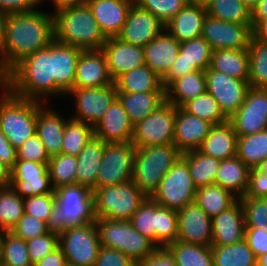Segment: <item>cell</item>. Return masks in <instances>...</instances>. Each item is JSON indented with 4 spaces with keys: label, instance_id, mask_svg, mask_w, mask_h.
I'll list each match as a JSON object with an SVG mask.
<instances>
[{
    "label": "cell",
    "instance_id": "e575fe53",
    "mask_svg": "<svg viewBox=\"0 0 267 266\" xmlns=\"http://www.w3.org/2000/svg\"><path fill=\"white\" fill-rule=\"evenodd\" d=\"M249 170L237 156L224 159L216 173L215 184L228 189L240 198L247 190Z\"/></svg>",
    "mask_w": 267,
    "mask_h": 266
},
{
    "label": "cell",
    "instance_id": "b9fcfbb0",
    "mask_svg": "<svg viewBox=\"0 0 267 266\" xmlns=\"http://www.w3.org/2000/svg\"><path fill=\"white\" fill-rule=\"evenodd\" d=\"M257 266H267V253L257 258Z\"/></svg>",
    "mask_w": 267,
    "mask_h": 266
},
{
    "label": "cell",
    "instance_id": "f1b7e54d",
    "mask_svg": "<svg viewBox=\"0 0 267 266\" xmlns=\"http://www.w3.org/2000/svg\"><path fill=\"white\" fill-rule=\"evenodd\" d=\"M237 134L229 121L213 125L198 149L201 153L224 160L237 154Z\"/></svg>",
    "mask_w": 267,
    "mask_h": 266
},
{
    "label": "cell",
    "instance_id": "4316f807",
    "mask_svg": "<svg viewBox=\"0 0 267 266\" xmlns=\"http://www.w3.org/2000/svg\"><path fill=\"white\" fill-rule=\"evenodd\" d=\"M180 51L178 42L165 29L144 46L145 64L163 78Z\"/></svg>",
    "mask_w": 267,
    "mask_h": 266
},
{
    "label": "cell",
    "instance_id": "b9f144b4",
    "mask_svg": "<svg viewBox=\"0 0 267 266\" xmlns=\"http://www.w3.org/2000/svg\"><path fill=\"white\" fill-rule=\"evenodd\" d=\"M249 78L252 88L267 89V42L251 36L248 47Z\"/></svg>",
    "mask_w": 267,
    "mask_h": 266
},
{
    "label": "cell",
    "instance_id": "d590c367",
    "mask_svg": "<svg viewBox=\"0 0 267 266\" xmlns=\"http://www.w3.org/2000/svg\"><path fill=\"white\" fill-rule=\"evenodd\" d=\"M236 156L249 168L267 163V129L237 138Z\"/></svg>",
    "mask_w": 267,
    "mask_h": 266
},
{
    "label": "cell",
    "instance_id": "484cf974",
    "mask_svg": "<svg viewBox=\"0 0 267 266\" xmlns=\"http://www.w3.org/2000/svg\"><path fill=\"white\" fill-rule=\"evenodd\" d=\"M83 49L52 41V76L55 85L65 94L73 89L76 65Z\"/></svg>",
    "mask_w": 267,
    "mask_h": 266
},
{
    "label": "cell",
    "instance_id": "34e18365",
    "mask_svg": "<svg viewBox=\"0 0 267 266\" xmlns=\"http://www.w3.org/2000/svg\"><path fill=\"white\" fill-rule=\"evenodd\" d=\"M11 169L0 159V186H7L10 183Z\"/></svg>",
    "mask_w": 267,
    "mask_h": 266
},
{
    "label": "cell",
    "instance_id": "f6af8a7d",
    "mask_svg": "<svg viewBox=\"0 0 267 266\" xmlns=\"http://www.w3.org/2000/svg\"><path fill=\"white\" fill-rule=\"evenodd\" d=\"M182 108L189 114L206 120L212 125H219L228 121V118L221 111L218 102L207 91L186 102Z\"/></svg>",
    "mask_w": 267,
    "mask_h": 266
},
{
    "label": "cell",
    "instance_id": "979ff035",
    "mask_svg": "<svg viewBox=\"0 0 267 266\" xmlns=\"http://www.w3.org/2000/svg\"><path fill=\"white\" fill-rule=\"evenodd\" d=\"M192 3H198L201 5H206L207 3H209L211 0H189Z\"/></svg>",
    "mask_w": 267,
    "mask_h": 266
},
{
    "label": "cell",
    "instance_id": "2a66077c",
    "mask_svg": "<svg viewBox=\"0 0 267 266\" xmlns=\"http://www.w3.org/2000/svg\"><path fill=\"white\" fill-rule=\"evenodd\" d=\"M251 11L259 3V0H241Z\"/></svg>",
    "mask_w": 267,
    "mask_h": 266
},
{
    "label": "cell",
    "instance_id": "603a6c76",
    "mask_svg": "<svg viewBox=\"0 0 267 266\" xmlns=\"http://www.w3.org/2000/svg\"><path fill=\"white\" fill-rule=\"evenodd\" d=\"M244 211L238 199L231 207L212 218L211 246H228L244 239Z\"/></svg>",
    "mask_w": 267,
    "mask_h": 266
},
{
    "label": "cell",
    "instance_id": "f907efd6",
    "mask_svg": "<svg viewBox=\"0 0 267 266\" xmlns=\"http://www.w3.org/2000/svg\"><path fill=\"white\" fill-rule=\"evenodd\" d=\"M177 211L161 207L157 203L156 246L166 248L178 236Z\"/></svg>",
    "mask_w": 267,
    "mask_h": 266
},
{
    "label": "cell",
    "instance_id": "d6a6232c",
    "mask_svg": "<svg viewBox=\"0 0 267 266\" xmlns=\"http://www.w3.org/2000/svg\"><path fill=\"white\" fill-rule=\"evenodd\" d=\"M114 83L117 92L165 91L162 85V78L146 64L122 73L114 80Z\"/></svg>",
    "mask_w": 267,
    "mask_h": 266
},
{
    "label": "cell",
    "instance_id": "d4e9b609",
    "mask_svg": "<svg viewBox=\"0 0 267 266\" xmlns=\"http://www.w3.org/2000/svg\"><path fill=\"white\" fill-rule=\"evenodd\" d=\"M207 10L205 5L188 2L165 25L164 29L178 42L201 37Z\"/></svg>",
    "mask_w": 267,
    "mask_h": 266
},
{
    "label": "cell",
    "instance_id": "a7ac6f4b",
    "mask_svg": "<svg viewBox=\"0 0 267 266\" xmlns=\"http://www.w3.org/2000/svg\"><path fill=\"white\" fill-rule=\"evenodd\" d=\"M0 159L10 169H12L17 161L16 149L10 144L9 140L0 130Z\"/></svg>",
    "mask_w": 267,
    "mask_h": 266
},
{
    "label": "cell",
    "instance_id": "f546056e",
    "mask_svg": "<svg viewBox=\"0 0 267 266\" xmlns=\"http://www.w3.org/2000/svg\"><path fill=\"white\" fill-rule=\"evenodd\" d=\"M117 99L126 110L133 126L152 114L166 101L165 91L139 93L117 92Z\"/></svg>",
    "mask_w": 267,
    "mask_h": 266
},
{
    "label": "cell",
    "instance_id": "7dc6e473",
    "mask_svg": "<svg viewBox=\"0 0 267 266\" xmlns=\"http://www.w3.org/2000/svg\"><path fill=\"white\" fill-rule=\"evenodd\" d=\"M48 171L54 189L76 184L77 156L61 153L50 157Z\"/></svg>",
    "mask_w": 267,
    "mask_h": 266
},
{
    "label": "cell",
    "instance_id": "4dcf8cb0",
    "mask_svg": "<svg viewBox=\"0 0 267 266\" xmlns=\"http://www.w3.org/2000/svg\"><path fill=\"white\" fill-rule=\"evenodd\" d=\"M105 148V142L92 137L77 156L76 184L96 188L98 170Z\"/></svg>",
    "mask_w": 267,
    "mask_h": 266
},
{
    "label": "cell",
    "instance_id": "9a60e30c",
    "mask_svg": "<svg viewBox=\"0 0 267 266\" xmlns=\"http://www.w3.org/2000/svg\"><path fill=\"white\" fill-rule=\"evenodd\" d=\"M67 94L76 99L77 121L94 126L105 114L108 107L117 99V89L114 84L96 88H73Z\"/></svg>",
    "mask_w": 267,
    "mask_h": 266
},
{
    "label": "cell",
    "instance_id": "003e7915",
    "mask_svg": "<svg viewBox=\"0 0 267 266\" xmlns=\"http://www.w3.org/2000/svg\"><path fill=\"white\" fill-rule=\"evenodd\" d=\"M138 266H178L167 248L158 247L152 254L143 259Z\"/></svg>",
    "mask_w": 267,
    "mask_h": 266
},
{
    "label": "cell",
    "instance_id": "44dd1931",
    "mask_svg": "<svg viewBox=\"0 0 267 266\" xmlns=\"http://www.w3.org/2000/svg\"><path fill=\"white\" fill-rule=\"evenodd\" d=\"M94 137L106 143L132 142L134 126L120 101L116 99L93 126Z\"/></svg>",
    "mask_w": 267,
    "mask_h": 266
},
{
    "label": "cell",
    "instance_id": "e7e4bbea",
    "mask_svg": "<svg viewBox=\"0 0 267 266\" xmlns=\"http://www.w3.org/2000/svg\"><path fill=\"white\" fill-rule=\"evenodd\" d=\"M192 71H197L194 65H190L179 51L176 59L171 65L168 73L162 78V85L166 89L175 79L182 77Z\"/></svg>",
    "mask_w": 267,
    "mask_h": 266
},
{
    "label": "cell",
    "instance_id": "94428289",
    "mask_svg": "<svg viewBox=\"0 0 267 266\" xmlns=\"http://www.w3.org/2000/svg\"><path fill=\"white\" fill-rule=\"evenodd\" d=\"M242 197L267 198V163L249 170L247 190Z\"/></svg>",
    "mask_w": 267,
    "mask_h": 266
},
{
    "label": "cell",
    "instance_id": "8c879c8a",
    "mask_svg": "<svg viewBox=\"0 0 267 266\" xmlns=\"http://www.w3.org/2000/svg\"><path fill=\"white\" fill-rule=\"evenodd\" d=\"M251 19H267V0H259L251 11Z\"/></svg>",
    "mask_w": 267,
    "mask_h": 266
},
{
    "label": "cell",
    "instance_id": "5b68a950",
    "mask_svg": "<svg viewBox=\"0 0 267 266\" xmlns=\"http://www.w3.org/2000/svg\"><path fill=\"white\" fill-rule=\"evenodd\" d=\"M181 156L182 153L174 144L136 148L132 182L150 197Z\"/></svg>",
    "mask_w": 267,
    "mask_h": 266
},
{
    "label": "cell",
    "instance_id": "ab89813d",
    "mask_svg": "<svg viewBox=\"0 0 267 266\" xmlns=\"http://www.w3.org/2000/svg\"><path fill=\"white\" fill-rule=\"evenodd\" d=\"M178 266H214L211 246L176 240L166 247Z\"/></svg>",
    "mask_w": 267,
    "mask_h": 266
},
{
    "label": "cell",
    "instance_id": "7bdbcfd3",
    "mask_svg": "<svg viewBox=\"0 0 267 266\" xmlns=\"http://www.w3.org/2000/svg\"><path fill=\"white\" fill-rule=\"evenodd\" d=\"M205 6L212 18L252 25L251 10L241 0H211Z\"/></svg>",
    "mask_w": 267,
    "mask_h": 266
},
{
    "label": "cell",
    "instance_id": "ee69618b",
    "mask_svg": "<svg viewBox=\"0 0 267 266\" xmlns=\"http://www.w3.org/2000/svg\"><path fill=\"white\" fill-rule=\"evenodd\" d=\"M92 137H94L93 126L70 118L66 121L61 153L78 156Z\"/></svg>",
    "mask_w": 267,
    "mask_h": 266
},
{
    "label": "cell",
    "instance_id": "bcb514c9",
    "mask_svg": "<svg viewBox=\"0 0 267 266\" xmlns=\"http://www.w3.org/2000/svg\"><path fill=\"white\" fill-rule=\"evenodd\" d=\"M99 230L100 244L126 255L127 221L95 218Z\"/></svg>",
    "mask_w": 267,
    "mask_h": 266
},
{
    "label": "cell",
    "instance_id": "11a10c76",
    "mask_svg": "<svg viewBox=\"0 0 267 266\" xmlns=\"http://www.w3.org/2000/svg\"><path fill=\"white\" fill-rule=\"evenodd\" d=\"M158 247L127 221L126 255L139 264Z\"/></svg>",
    "mask_w": 267,
    "mask_h": 266
},
{
    "label": "cell",
    "instance_id": "2e32d148",
    "mask_svg": "<svg viewBox=\"0 0 267 266\" xmlns=\"http://www.w3.org/2000/svg\"><path fill=\"white\" fill-rule=\"evenodd\" d=\"M9 185L22 198L55 193L52 186L48 164L17 160L11 169Z\"/></svg>",
    "mask_w": 267,
    "mask_h": 266
},
{
    "label": "cell",
    "instance_id": "03108f58",
    "mask_svg": "<svg viewBox=\"0 0 267 266\" xmlns=\"http://www.w3.org/2000/svg\"><path fill=\"white\" fill-rule=\"evenodd\" d=\"M43 0H0V11L5 14L30 12L39 7Z\"/></svg>",
    "mask_w": 267,
    "mask_h": 266
},
{
    "label": "cell",
    "instance_id": "f5cc1de1",
    "mask_svg": "<svg viewBox=\"0 0 267 266\" xmlns=\"http://www.w3.org/2000/svg\"><path fill=\"white\" fill-rule=\"evenodd\" d=\"M55 193L41 194L24 198V213L47 222L55 228Z\"/></svg>",
    "mask_w": 267,
    "mask_h": 266
},
{
    "label": "cell",
    "instance_id": "30bf717a",
    "mask_svg": "<svg viewBox=\"0 0 267 266\" xmlns=\"http://www.w3.org/2000/svg\"><path fill=\"white\" fill-rule=\"evenodd\" d=\"M176 107L165 101L152 114L134 126L132 143L136 148L173 144Z\"/></svg>",
    "mask_w": 267,
    "mask_h": 266
},
{
    "label": "cell",
    "instance_id": "ba28073f",
    "mask_svg": "<svg viewBox=\"0 0 267 266\" xmlns=\"http://www.w3.org/2000/svg\"><path fill=\"white\" fill-rule=\"evenodd\" d=\"M55 229L95 221L93 194L87 186L74 184L55 189Z\"/></svg>",
    "mask_w": 267,
    "mask_h": 266
},
{
    "label": "cell",
    "instance_id": "7a4b0ae2",
    "mask_svg": "<svg viewBox=\"0 0 267 266\" xmlns=\"http://www.w3.org/2000/svg\"><path fill=\"white\" fill-rule=\"evenodd\" d=\"M1 84L18 97L39 102L43 97L65 95L52 76V42L18 62Z\"/></svg>",
    "mask_w": 267,
    "mask_h": 266
},
{
    "label": "cell",
    "instance_id": "277c9868",
    "mask_svg": "<svg viewBox=\"0 0 267 266\" xmlns=\"http://www.w3.org/2000/svg\"><path fill=\"white\" fill-rule=\"evenodd\" d=\"M0 99V130L15 148L36 134L38 109L42 102L21 98L4 85Z\"/></svg>",
    "mask_w": 267,
    "mask_h": 266
},
{
    "label": "cell",
    "instance_id": "9c48e42d",
    "mask_svg": "<svg viewBox=\"0 0 267 266\" xmlns=\"http://www.w3.org/2000/svg\"><path fill=\"white\" fill-rule=\"evenodd\" d=\"M196 190L187 162L181 156L161 179L150 198L161 207L179 211L195 202Z\"/></svg>",
    "mask_w": 267,
    "mask_h": 266
},
{
    "label": "cell",
    "instance_id": "681fc988",
    "mask_svg": "<svg viewBox=\"0 0 267 266\" xmlns=\"http://www.w3.org/2000/svg\"><path fill=\"white\" fill-rule=\"evenodd\" d=\"M2 264L6 266H34L30 260L26 241L12 232L3 231Z\"/></svg>",
    "mask_w": 267,
    "mask_h": 266
},
{
    "label": "cell",
    "instance_id": "4fadbf2b",
    "mask_svg": "<svg viewBox=\"0 0 267 266\" xmlns=\"http://www.w3.org/2000/svg\"><path fill=\"white\" fill-rule=\"evenodd\" d=\"M237 136L267 129V89L250 87L244 103L228 119Z\"/></svg>",
    "mask_w": 267,
    "mask_h": 266
},
{
    "label": "cell",
    "instance_id": "f35d334b",
    "mask_svg": "<svg viewBox=\"0 0 267 266\" xmlns=\"http://www.w3.org/2000/svg\"><path fill=\"white\" fill-rule=\"evenodd\" d=\"M214 266H257L245 239L228 246H211Z\"/></svg>",
    "mask_w": 267,
    "mask_h": 266
},
{
    "label": "cell",
    "instance_id": "52a82bcc",
    "mask_svg": "<svg viewBox=\"0 0 267 266\" xmlns=\"http://www.w3.org/2000/svg\"><path fill=\"white\" fill-rule=\"evenodd\" d=\"M59 247L68 266H94L101 247L95 221L83 225L66 226L58 230Z\"/></svg>",
    "mask_w": 267,
    "mask_h": 266
},
{
    "label": "cell",
    "instance_id": "7c38bea8",
    "mask_svg": "<svg viewBox=\"0 0 267 266\" xmlns=\"http://www.w3.org/2000/svg\"><path fill=\"white\" fill-rule=\"evenodd\" d=\"M206 91L215 100L224 115L229 119L244 103L250 88L248 80H240L208 67L205 70Z\"/></svg>",
    "mask_w": 267,
    "mask_h": 266
},
{
    "label": "cell",
    "instance_id": "ffe728a7",
    "mask_svg": "<svg viewBox=\"0 0 267 266\" xmlns=\"http://www.w3.org/2000/svg\"><path fill=\"white\" fill-rule=\"evenodd\" d=\"M101 50L114 80L122 73L145 64L144 47L124 42L118 37L108 38Z\"/></svg>",
    "mask_w": 267,
    "mask_h": 266
},
{
    "label": "cell",
    "instance_id": "d6986e66",
    "mask_svg": "<svg viewBox=\"0 0 267 266\" xmlns=\"http://www.w3.org/2000/svg\"><path fill=\"white\" fill-rule=\"evenodd\" d=\"M114 84L102 50H83L78 58L73 88H96Z\"/></svg>",
    "mask_w": 267,
    "mask_h": 266
},
{
    "label": "cell",
    "instance_id": "cb8c5ba5",
    "mask_svg": "<svg viewBox=\"0 0 267 266\" xmlns=\"http://www.w3.org/2000/svg\"><path fill=\"white\" fill-rule=\"evenodd\" d=\"M96 22L107 38L117 37L134 0H86Z\"/></svg>",
    "mask_w": 267,
    "mask_h": 266
},
{
    "label": "cell",
    "instance_id": "753ad0ef",
    "mask_svg": "<svg viewBox=\"0 0 267 266\" xmlns=\"http://www.w3.org/2000/svg\"><path fill=\"white\" fill-rule=\"evenodd\" d=\"M55 6V13L66 8L76 7L86 3V0H52Z\"/></svg>",
    "mask_w": 267,
    "mask_h": 266
},
{
    "label": "cell",
    "instance_id": "74e56055",
    "mask_svg": "<svg viewBox=\"0 0 267 266\" xmlns=\"http://www.w3.org/2000/svg\"><path fill=\"white\" fill-rule=\"evenodd\" d=\"M237 200L238 197L231 191L217 184L199 187L195 194V203L211 218L231 207Z\"/></svg>",
    "mask_w": 267,
    "mask_h": 266
},
{
    "label": "cell",
    "instance_id": "9f6ffc18",
    "mask_svg": "<svg viewBox=\"0 0 267 266\" xmlns=\"http://www.w3.org/2000/svg\"><path fill=\"white\" fill-rule=\"evenodd\" d=\"M188 2L189 0H134V3L151 12L164 25Z\"/></svg>",
    "mask_w": 267,
    "mask_h": 266
},
{
    "label": "cell",
    "instance_id": "91938a15",
    "mask_svg": "<svg viewBox=\"0 0 267 266\" xmlns=\"http://www.w3.org/2000/svg\"><path fill=\"white\" fill-rule=\"evenodd\" d=\"M17 160L34 161L40 164H49L50 156L37 136L28 138L19 148L16 149Z\"/></svg>",
    "mask_w": 267,
    "mask_h": 266
},
{
    "label": "cell",
    "instance_id": "1f68e13d",
    "mask_svg": "<svg viewBox=\"0 0 267 266\" xmlns=\"http://www.w3.org/2000/svg\"><path fill=\"white\" fill-rule=\"evenodd\" d=\"M206 91L205 71H192L175 79L166 89V101L175 107H182L186 102Z\"/></svg>",
    "mask_w": 267,
    "mask_h": 266
},
{
    "label": "cell",
    "instance_id": "680465c9",
    "mask_svg": "<svg viewBox=\"0 0 267 266\" xmlns=\"http://www.w3.org/2000/svg\"><path fill=\"white\" fill-rule=\"evenodd\" d=\"M52 229L53 228L47 222L24 213L11 232L16 237L27 241L29 239L45 235Z\"/></svg>",
    "mask_w": 267,
    "mask_h": 266
},
{
    "label": "cell",
    "instance_id": "db71d44e",
    "mask_svg": "<svg viewBox=\"0 0 267 266\" xmlns=\"http://www.w3.org/2000/svg\"><path fill=\"white\" fill-rule=\"evenodd\" d=\"M246 228H267V198L240 197Z\"/></svg>",
    "mask_w": 267,
    "mask_h": 266
},
{
    "label": "cell",
    "instance_id": "c3c4849f",
    "mask_svg": "<svg viewBox=\"0 0 267 266\" xmlns=\"http://www.w3.org/2000/svg\"><path fill=\"white\" fill-rule=\"evenodd\" d=\"M129 221L140 234L156 245L157 203L155 201L147 197Z\"/></svg>",
    "mask_w": 267,
    "mask_h": 266
},
{
    "label": "cell",
    "instance_id": "8d00e7d4",
    "mask_svg": "<svg viewBox=\"0 0 267 266\" xmlns=\"http://www.w3.org/2000/svg\"><path fill=\"white\" fill-rule=\"evenodd\" d=\"M182 157L187 162L190 176L196 188L215 184V176L221 160L207 156L199 150L182 153Z\"/></svg>",
    "mask_w": 267,
    "mask_h": 266
},
{
    "label": "cell",
    "instance_id": "836d02e7",
    "mask_svg": "<svg viewBox=\"0 0 267 266\" xmlns=\"http://www.w3.org/2000/svg\"><path fill=\"white\" fill-rule=\"evenodd\" d=\"M212 70L228 76L248 80L249 55L248 49H217L212 52L209 66Z\"/></svg>",
    "mask_w": 267,
    "mask_h": 266
},
{
    "label": "cell",
    "instance_id": "60d3db41",
    "mask_svg": "<svg viewBox=\"0 0 267 266\" xmlns=\"http://www.w3.org/2000/svg\"><path fill=\"white\" fill-rule=\"evenodd\" d=\"M24 215V198L10 186H0V230L11 232Z\"/></svg>",
    "mask_w": 267,
    "mask_h": 266
},
{
    "label": "cell",
    "instance_id": "816d5d0a",
    "mask_svg": "<svg viewBox=\"0 0 267 266\" xmlns=\"http://www.w3.org/2000/svg\"><path fill=\"white\" fill-rule=\"evenodd\" d=\"M180 52L199 71H205L210 66L213 50L202 37L180 42Z\"/></svg>",
    "mask_w": 267,
    "mask_h": 266
},
{
    "label": "cell",
    "instance_id": "7402d4cb",
    "mask_svg": "<svg viewBox=\"0 0 267 266\" xmlns=\"http://www.w3.org/2000/svg\"><path fill=\"white\" fill-rule=\"evenodd\" d=\"M213 125L176 107L175 133L173 144L181 152L198 150Z\"/></svg>",
    "mask_w": 267,
    "mask_h": 266
},
{
    "label": "cell",
    "instance_id": "09005b40",
    "mask_svg": "<svg viewBox=\"0 0 267 266\" xmlns=\"http://www.w3.org/2000/svg\"><path fill=\"white\" fill-rule=\"evenodd\" d=\"M2 252H3V231L0 230V264L2 263Z\"/></svg>",
    "mask_w": 267,
    "mask_h": 266
},
{
    "label": "cell",
    "instance_id": "8fae6325",
    "mask_svg": "<svg viewBox=\"0 0 267 266\" xmlns=\"http://www.w3.org/2000/svg\"><path fill=\"white\" fill-rule=\"evenodd\" d=\"M135 150L132 142H105L96 188L132 180Z\"/></svg>",
    "mask_w": 267,
    "mask_h": 266
},
{
    "label": "cell",
    "instance_id": "83f0119b",
    "mask_svg": "<svg viewBox=\"0 0 267 266\" xmlns=\"http://www.w3.org/2000/svg\"><path fill=\"white\" fill-rule=\"evenodd\" d=\"M41 105L38 109L36 134L50 157L61 154L66 121L54 109Z\"/></svg>",
    "mask_w": 267,
    "mask_h": 266
},
{
    "label": "cell",
    "instance_id": "8992f818",
    "mask_svg": "<svg viewBox=\"0 0 267 266\" xmlns=\"http://www.w3.org/2000/svg\"><path fill=\"white\" fill-rule=\"evenodd\" d=\"M95 218L129 221L148 197L132 180L92 191Z\"/></svg>",
    "mask_w": 267,
    "mask_h": 266
},
{
    "label": "cell",
    "instance_id": "5bb4252c",
    "mask_svg": "<svg viewBox=\"0 0 267 266\" xmlns=\"http://www.w3.org/2000/svg\"><path fill=\"white\" fill-rule=\"evenodd\" d=\"M252 25L228 22L206 16L201 37L212 50L248 49L251 40Z\"/></svg>",
    "mask_w": 267,
    "mask_h": 266
},
{
    "label": "cell",
    "instance_id": "6da1fadb",
    "mask_svg": "<svg viewBox=\"0 0 267 266\" xmlns=\"http://www.w3.org/2000/svg\"><path fill=\"white\" fill-rule=\"evenodd\" d=\"M54 40L53 14L37 9L9 14L0 51L1 79L22 59L47 47Z\"/></svg>",
    "mask_w": 267,
    "mask_h": 266
},
{
    "label": "cell",
    "instance_id": "3957f363",
    "mask_svg": "<svg viewBox=\"0 0 267 266\" xmlns=\"http://www.w3.org/2000/svg\"><path fill=\"white\" fill-rule=\"evenodd\" d=\"M54 39L83 50H101L107 37L87 3L53 13Z\"/></svg>",
    "mask_w": 267,
    "mask_h": 266
},
{
    "label": "cell",
    "instance_id": "6f0895ef",
    "mask_svg": "<svg viewBox=\"0 0 267 266\" xmlns=\"http://www.w3.org/2000/svg\"><path fill=\"white\" fill-rule=\"evenodd\" d=\"M26 244L30 260L34 265L59 247V232L53 228L45 235L27 240Z\"/></svg>",
    "mask_w": 267,
    "mask_h": 266
},
{
    "label": "cell",
    "instance_id": "e0dca14e",
    "mask_svg": "<svg viewBox=\"0 0 267 266\" xmlns=\"http://www.w3.org/2000/svg\"><path fill=\"white\" fill-rule=\"evenodd\" d=\"M177 240L196 245L211 246L212 218L195 202L177 211Z\"/></svg>",
    "mask_w": 267,
    "mask_h": 266
},
{
    "label": "cell",
    "instance_id": "ac0fdd59",
    "mask_svg": "<svg viewBox=\"0 0 267 266\" xmlns=\"http://www.w3.org/2000/svg\"><path fill=\"white\" fill-rule=\"evenodd\" d=\"M163 30L164 24L157 17L133 3L117 37L132 45L144 47Z\"/></svg>",
    "mask_w": 267,
    "mask_h": 266
},
{
    "label": "cell",
    "instance_id": "11e5206c",
    "mask_svg": "<svg viewBox=\"0 0 267 266\" xmlns=\"http://www.w3.org/2000/svg\"><path fill=\"white\" fill-rule=\"evenodd\" d=\"M6 17H7V14L0 11V51L4 43Z\"/></svg>",
    "mask_w": 267,
    "mask_h": 266
},
{
    "label": "cell",
    "instance_id": "89a4df30",
    "mask_svg": "<svg viewBox=\"0 0 267 266\" xmlns=\"http://www.w3.org/2000/svg\"><path fill=\"white\" fill-rule=\"evenodd\" d=\"M34 266H68V262L63 254L62 249L58 247L39 262L34 264Z\"/></svg>",
    "mask_w": 267,
    "mask_h": 266
},
{
    "label": "cell",
    "instance_id": "2644e50d",
    "mask_svg": "<svg viewBox=\"0 0 267 266\" xmlns=\"http://www.w3.org/2000/svg\"><path fill=\"white\" fill-rule=\"evenodd\" d=\"M253 36L267 42V19H251Z\"/></svg>",
    "mask_w": 267,
    "mask_h": 266
},
{
    "label": "cell",
    "instance_id": "be15d7a7",
    "mask_svg": "<svg viewBox=\"0 0 267 266\" xmlns=\"http://www.w3.org/2000/svg\"><path fill=\"white\" fill-rule=\"evenodd\" d=\"M244 239L256 258L267 253V228H245Z\"/></svg>",
    "mask_w": 267,
    "mask_h": 266
},
{
    "label": "cell",
    "instance_id": "6125c7cd",
    "mask_svg": "<svg viewBox=\"0 0 267 266\" xmlns=\"http://www.w3.org/2000/svg\"><path fill=\"white\" fill-rule=\"evenodd\" d=\"M94 266H138L123 252L101 246Z\"/></svg>",
    "mask_w": 267,
    "mask_h": 266
}]
</instances>
